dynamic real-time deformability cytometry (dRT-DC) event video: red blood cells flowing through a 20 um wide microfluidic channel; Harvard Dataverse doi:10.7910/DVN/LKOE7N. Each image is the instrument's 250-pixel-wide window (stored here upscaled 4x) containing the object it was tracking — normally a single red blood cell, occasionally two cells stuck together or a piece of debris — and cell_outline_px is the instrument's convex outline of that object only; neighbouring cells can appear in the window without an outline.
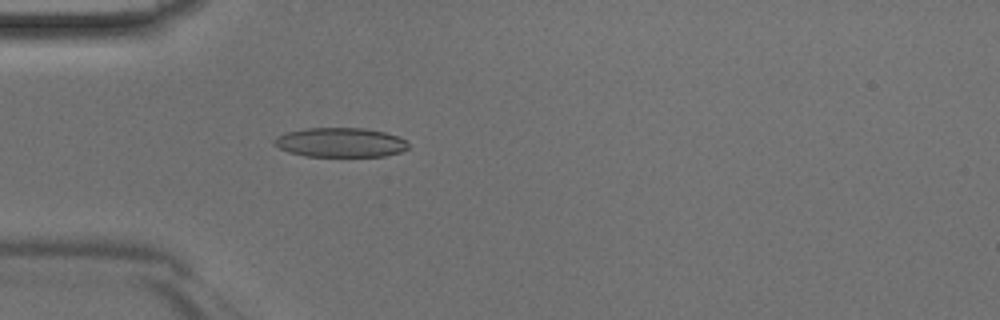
{"species": "Egyptian fruit bat (a non-hibernating species)", "species_latin": "Rousettus aegyptiacus", "temperature_condition": "room temperature", "stored_images_in_passage": 44, "camera_frame_rate_fps": 3000, "um_per_image_px": 0.085, "animal": {"sex": "male"}, "frame": {"image": 1, "passage_image": 13, "time_ms": 4.0, "image_size_px": [1000, 320], "cell_outline_px": [[408, 148], [400, 152], [384, 156], [304, 156], [288, 152], [272, 144], [272, 140], [276, 136], [284, 132], [308, 128], [364, 128], [384, 132], [408, 140]], "centroid_in_image_um": [28.89, 12.1], "position_along_channel_um": 56.1, "area_um2": 23.12}}
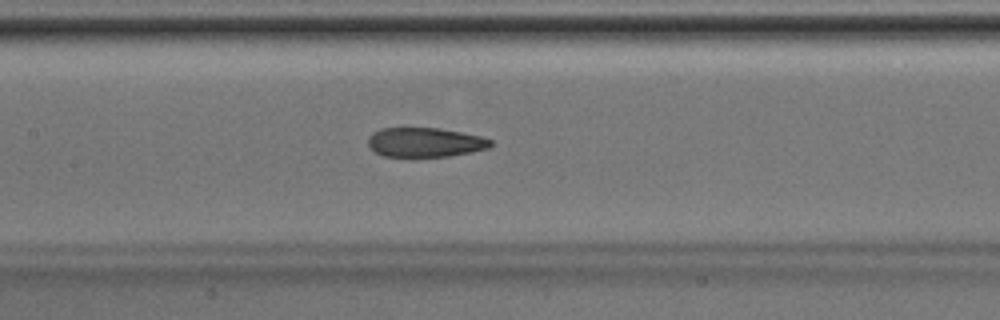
{"frame": {"image": 2, "passage_image": 21, "time_ms": 6.667, "image_size_px": [1000, 320], "cell_outline_px": [[492, 144], [488, 148], [472, 152], [448, 156], [412, 160], [384, 156], [368, 148], [368, 136], [372, 132], [380, 128], [440, 128], [484, 136], [492, 140]], "centroid_in_image_um": [36.09, 12.14], "position_along_channel_um": 171.3, "area_um2": 22.08}}
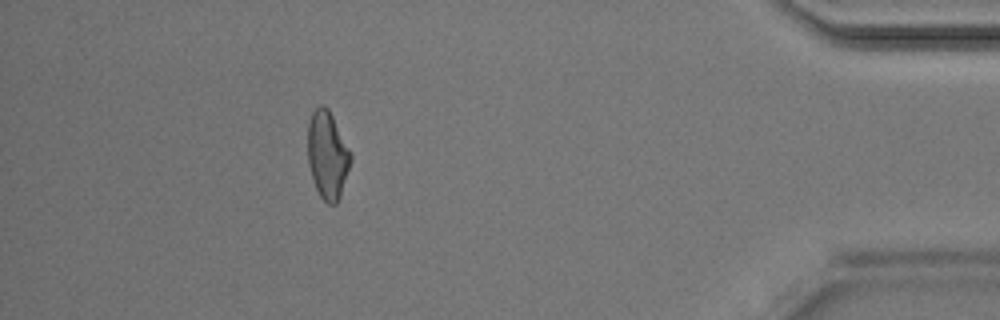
{"frame": {"image": 3, "passage_image": 40, "time_ms": 13.0, "image_size_px": [1000, 320], "cell_outline_px": [[352, 160], [340, 196], [336, 204], [328, 204], [320, 196], [316, 188], [308, 164], [308, 120], [312, 112], [320, 104], [324, 104], [328, 108], [352, 156]], "centroid_in_image_um": [27.82, 13.17], "position_along_channel_um": 407.4, "area_um2": 21.73}}